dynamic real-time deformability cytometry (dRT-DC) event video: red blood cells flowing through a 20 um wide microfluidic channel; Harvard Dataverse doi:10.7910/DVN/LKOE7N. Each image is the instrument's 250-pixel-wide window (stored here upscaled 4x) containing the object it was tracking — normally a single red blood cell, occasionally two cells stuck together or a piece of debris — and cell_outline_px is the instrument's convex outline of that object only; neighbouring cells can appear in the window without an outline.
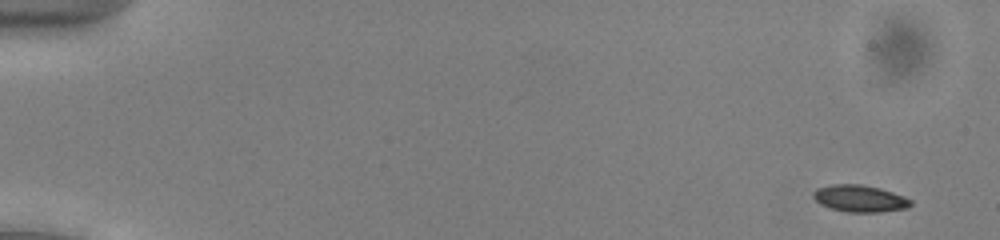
{"species": "common noctule bat (a hibernating species)", "species_latin": "Nyctalus noctula", "temperature_condition": "cold", "stored_images_in_passage": 52, "camera_frame_rate_fps": 3000, "um_per_image_px": 0.085, "animal": {"sex": "male", "body_mass_g": 13.0, "forearm_length_mm": 53.1}, "frame": {"image": 1, "passage_image": 2, "time_ms": 0.333, "image_size_px": [1000, 240], "cell_outline_px": [[912, 204], [908, 208], [880, 212], [848, 212], [828, 208], [820, 204], [812, 196], [812, 192], [816, 188], [832, 184], [860, 184], [880, 188], [904, 196], [912, 200]], "centroid_in_image_um": [73.07, 16.87], "position_along_channel_um": 11.9, "area_um2": 15.43}}
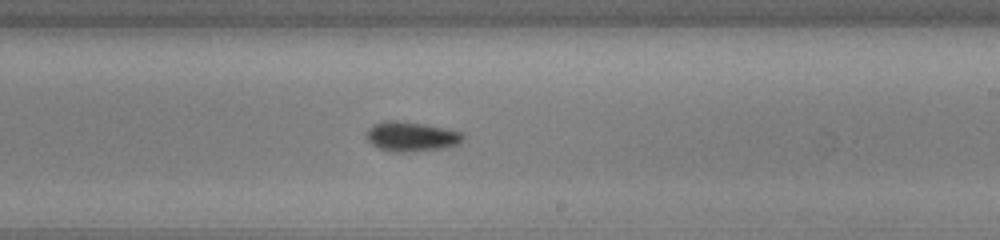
{"frame": {"image": 2, "passage_image": 32, "time_ms": 10.333, "image_size_px": [1000, 240], "cell_outline_px": [[464, 136], [460, 144], [448, 148], [404, 152], [392, 152], [380, 148], [372, 144], [368, 140], [368, 128], [372, 124], [384, 120], [396, 120], [424, 124], [448, 128], [464, 132]], "centroid_in_image_um": [35.02, 11.6], "position_along_channel_um": 254.0, "area_um2": 16.94}}
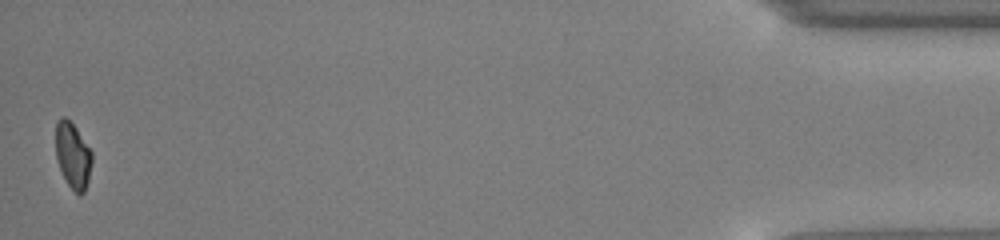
{"frame": {"image": 3, "passage_image": 52, "time_ms": 17.0, "image_size_px": [1000, 240], "cell_outline_px": [[92, 160], [88, 180], [84, 192], [80, 196], [68, 184], [60, 168], [56, 156], [56, 120], [60, 116], [64, 116], [76, 128], [92, 152]], "centroid_in_image_um": [6.19, 13.19], "position_along_channel_um": 429.0, "area_um2": 13.7}, "authors_computed_cell_mechanics": {"area_um2": 15.6927, "velocity_mm_per_s": 3.9257, "shape_relaxation_time_tau1_ms": 1.9895, "shape_relaxation_time_tau2_ms": 4.3809, "deformation_change_tau1": 0.0841, "deformation_change_tau2": 0.077}}